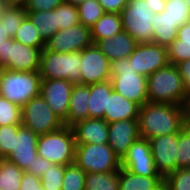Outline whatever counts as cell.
<instances>
[{
  "label": "cell",
  "instance_id": "f907efd6",
  "mask_svg": "<svg viewBox=\"0 0 190 190\" xmlns=\"http://www.w3.org/2000/svg\"><path fill=\"white\" fill-rule=\"evenodd\" d=\"M11 39L9 34H7L6 30L3 26V21H0V47L6 44V40Z\"/></svg>",
  "mask_w": 190,
  "mask_h": 190
},
{
  "label": "cell",
  "instance_id": "f1b7e54d",
  "mask_svg": "<svg viewBox=\"0 0 190 190\" xmlns=\"http://www.w3.org/2000/svg\"><path fill=\"white\" fill-rule=\"evenodd\" d=\"M13 40L35 48L46 47V42L43 40L38 28L27 16L23 19L19 29L13 37Z\"/></svg>",
  "mask_w": 190,
  "mask_h": 190
},
{
  "label": "cell",
  "instance_id": "681fc988",
  "mask_svg": "<svg viewBox=\"0 0 190 190\" xmlns=\"http://www.w3.org/2000/svg\"><path fill=\"white\" fill-rule=\"evenodd\" d=\"M4 6L25 7L28 0H2Z\"/></svg>",
  "mask_w": 190,
  "mask_h": 190
},
{
  "label": "cell",
  "instance_id": "7bdbcfd3",
  "mask_svg": "<svg viewBox=\"0 0 190 190\" xmlns=\"http://www.w3.org/2000/svg\"><path fill=\"white\" fill-rule=\"evenodd\" d=\"M53 165L54 163L38 155L36 159H34L32 167H28L25 172L37 177H42L48 171L49 167Z\"/></svg>",
  "mask_w": 190,
  "mask_h": 190
},
{
  "label": "cell",
  "instance_id": "603a6c76",
  "mask_svg": "<svg viewBox=\"0 0 190 190\" xmlns=\"http://www.w3.org/2000/svg\"><path fill=\"white\" fill-rule=\"evenodd\" d=\"M164 182L161 176H140L121 167L119 190H157Z\"/></svg>",
  "mask_w": 190,
  "mask_h": 190
},
{
  "label": "cell",
  "instance_id": "7402d4cb",
  "mask_svg": "<svg viewBox=\"0 0 190 190\" xmlns=\"http://www.w3.org/2000/svg\"><path fill=\"white\" fill-rule=\"evenodd\" d=\"M90 85L74 84L70 97V105L65 126L89 118Z\"/></svg>",
  "mask_w": 190,
  "mask_h": 190
},
{
  "label": "cell",
  "instance_id": "d6a6232c",
  "mask_svg": "<svg viewBox=\"0 0 190 190\" xmlns=\"http://www.w3.org/2000/svg\"><path fill=\"white\" fill-rule=\"evenodd\" d=\"M186 0H166L163 10L166 15L180 28L184 23L190 21V9Z\"/></svg>",
  "mask_w": 190,
  "mask_h": 190
},
{
  "label": "cell",
  "instance_id": "f5cc1de1",
  "mask_svg": "<svg viewBox=\"0 0 190 190\" xmlns=\"http://www.w3.org/2000/svg\"><path fill=\"white\" fill-rule=\"evenodd\" d=\"M5 72V68L4 66L0 63V82L2 80L3 74Z\"/></svg>",
  "mask_w": 190,
  "mask_h": 190
},
{
  "label": "cell",
  "instance_id": "b9f144b4",
  "mask_svg": "<svg viewBox=\"0 0 190 190\" xmlns=\"http://www.w3.org/2000/svg\"><path fill=\"white\" fill-rule=\"evenodd\" d=\"M62 4L61 0H28L25 11H50Z\"/></svg>",
  "mask_w": 190,
  "mask_h": 190
},
{
  "label": "cell",
  "instance_id": "d4e9b609",
  "mask_svg": "<svg viewBox=\"0 0 190 190\" xmlns=\"http://www.w3.org/2000/svg\"><path fill=\"white\" fill-rule=\"evenodd\" d=\"M112 81L95 83L90 85L89 118L104 119L107 109L108 95L113 91Z\"/></svg>",
  "mask_w": 190,
  "mask_h": 190
},
{
  "label": "cell",
  "instance_id": "4dcf8cb0",
  "mask_svg": "<svg viewBox=\"0 0 190 190\" xmlns=\"http://www.w3.org/2000/svg\"><path fill=\"white\" fill-rule=\"evenodd\" d=\"M26 17L24 7L4 6L0 10V21H3L4 29L13 38Z\"/></svg>",
  "mask_w": 190,
  "mask_h": 190
},
{
  "label": "cell",
  "instance_id": "d6986e66",
  "mask_svg": "<svg viewBox=\"0 0 190 190\" xmlns=\"http://www.w3.org/2000/svg\"><path fill=\"white\" fill-rule=\"evenodd\" d=\"M75 136V144L108 143L109 123L101 118H88L71 126Z\"/></svg>",
  "mask_w": 190,
  "mask_h": 190
},
{
  "label": "cell",
  "instance_id": "9f6ffc18",
  "mask_svg": "<svg viewBox=\"0 0 190 190\" xmlns=\"http://www.w3.org/2000/svg\"><path fill=\"white\" fill-rule=\"evenodd\" d=\"M4 7L3 1L0 0V10Z\"/></svg>",
  "mask_w": 190,
  "mask_h": 190
},
{
  "label": "cell",
  "instance_id": "8fae6325",
  "mask_svg": "<svg viewBox=\"0 0 190 190\" xmlns=\"http://www.w3.org/2000/svg\"><path fill=\"white\" fill-rule=\"evenodd\" d=\"M80 84L91 85L111 80L110 60L92 44L81 51Z\"/></svg>",
  "mask_w": 190,
  "mask_h": 190
},
{
  "label": "cell",
  "instance_id": "9a60e30c",
  "mask_svg": "<svg viewBox=\"0 0 190 190\" xmlns=\"http://www.w3.org/2000/svg\"><path fill=\"white\" fill-rule=\"evenodd\" d=\"M73 86L67 80L41 79L40 94L63 122L67 120Z\"/></svg>",
  "mask_w": 190,
  "mask_h": 190
},
{
  "label": "cell",
  "instance_id": "11a10c76",
  "mask_svg": "<svg viewBox=\"0 0 190 190\" xmlns=\"http://www.w3.org/2000/svg\"><path fill=\"white\" fill-rule=\"evenodd\" d=\"M62 3H73V4H78V0H61Z\"/></svg>",
  "mask_w": 190,
  "mask_h": 190
},
{
  "label": "cell",
  "instance_id": "2e32d148",
  "mask_svg": "<svg viewBox=\"0 0 190 190\" xmlns=\"http://www.w3.org/2000/svg\"><path fill=\"white\" fill-rule=\"evenodd\" d=\"M121 167L140 176H160L155 168L149 140L139 137L121 160Z\"/></svg>",
  "mask_w": 190,
  "mask_h": 190
},
{
  "label": "cell",
  "instance_id": "484cf974",
  "mask_svg": "<svg viewBox=\"0 0 190 190\" xmlns=\"http://www.w3.org/2000/svg\"><path fill=\"white\" fill-rule=\"evenodd\" d=\"M121 31H123L121 15L119 13L105 12L91 27V38L93 44L98 40L112 37Z\"/></svg>",
  "mask_w": 190,
  "mask_h": 190
},
{
  "label": "cell",
  "instance_id": "277c9868",
  "mask_svg": "<svg viewBox=\"0 0 190 190\" xmlns=\"http://www.w3.org/2000/svg\"><path fill=\"white\" fill-rule=\"evenodd\" d=\"M40 71L6 70L0 82V96L23 107L30 99L40 95Z\"/></svg>",
  "mask_w": 190,
  "mask_h": 190
},
{
  "label": "cell",
  "instance_id": "e575fe53",
  "mask_svg": "<svg viewBox=\"0 0 190 190\" xmlns=\"http://www.w3.org/2000/svg\"><path fill=\"white\" fill-rule=\"evenodd\" d=\"M56 20L59 30L80 24L78 8L73 3H62L56 7Z\"/></svg>",
  "mask_w": 190,
  "mask_h": 190
},
{
  "label": "cell",
  "instance_id": "d590c367",
  "mask_svg": "<svg viewBox=\"0 0 190 190\" xmlns=\"http://www.w3.org/2000/svg\"><path fill=\"white\" fill-rule=\"evenodd\" d=\"M177 169L190 167V126L186 123L178 133Z\"/></svg>",
  "mask_w": 190,
  "mask_h": 190
},
{
  "label": "cell",
  "instance_id": "4316f807",
  "mask_svg": "<svg viewBox=\"0 0 190 190\" xmlns=\"http://www.w3.org/2000/svg\"><path fill=\"white\" fill-rule=\"evenodd\" d=\"M26 16L38 28L45 42L59 30L56 20V8L50 11H26Z\"/></svg>",
  "mask_w": 190,
  "mask_h": 190
},
{
  "label": "cell",
  "instance_id": "30bf717a",
  "mask_svg": "<svg viewBox=\"0 0 190 190\" xmlns=\"http://www.w3.org/2000/svg\"><path fill=\"white\" fill-rule=\"evenodd\" d=\"M43 49L24 45L11 38L0 47V63L6 70L40 71Z\"/></svg>",
  "mask_w": 190,
  "mask_h": 190
},
{
  "label": "cell",
  "instance_id": "44dd1931",
  "mask_svg": "<svg viewBox=\"0 0 190 190\" xmlns=\"http://www.w3.org/2000/svg\"><path fill=\"white\" fill-rule=\"evenodd\" d=\"M140 106L113 90L108 95L104 120L109 124L120 120L138 119Z\"/></svg>",
  "mask_w": 190,
  "mask_h": 190
},
{
  "label": "cell",
  "instance_id": "1f68e13d",
  "mask_svg": "<svg viewBox=\"0 0 190 190\" xmlns=\"http://www.w3.org/2000/svg\"><path fill=\"white\" fill-rule=\"evenodd\" d=\"M80 24L92 27L105 13L98 0H85L77 4Z\"/></svg>",
  "mask_w": 190,
  "mask_h": 190
},
{
  "label": "cell",
  "instance_id": "816d5d0a",
  "mask_svg": "<svg viewBox=\"0 0 190 190\" xmlns=\"http://www.w3.org/2000/svg\"><path fill=\"white\" fill-rule=\"evenodd\" d=\"M186 123L190 126V99L186 105Z\"/></svg>",
  "mask_w": 190,
  "mask_h": 190
},
{
  "label": "cell",
  "instance_id": "ac0fdd59",
  "mask_svg": "<svg viewBox=\"0 0 190 190\" xmlns=\"http://www.w3.org/2000/svg\"><path fill=\"white\" fill-rule=\"evenodd\" d=\"M139 137L138 119L120 120L109 124L108 145L120 160L123 159L129 147Z\"/></svg>",
  "mask_w": 190,
  "mask_h": 190
},
{
  "label": "cell",
  "instance_id": "83f0119b",
  "mask_svg": "<svg viewBox=\"0 0 190 190\" xmlns=\"http://www.w3.org/2000/svg\"><path fill=\"white\" fill-rule=\"evenodd\" d=\"M85 190H119V171L87 173Z\"/></svg>",
  "mask_w": 190,
  "mask_h": 190
},
{
  "label": "cell",
  "instance_id": "60d3db41",
  "mask_svg": "<svg viewBox=\"0 0 190 190\" xmlns=\"http://www.w3.org/2000/svg\"><path fill=\"white\" fill-rule=\"evenodd\" d=\"M18 125L0 126V159H4L14 148V134Z\"/></svg>",
  "mask_w": 190,
  "mask_h": 190
},
{
  "label": "cell",
  "instance_id": "bcb514c9",
  "mask_svg": "<svg viewBox=\"0 0 190 190\" xmlns=\"http://www.w3.org/2000/svg\"><path fill=\"white\" fill-rule=\"evenodd\" d=\"M180 75L182 76L188 98L190 99V60L183 61L178 65Z\"/></svg>",
  "mask_w": 190,
  "mask_h": 190
},
{
  "label": "cell",
  "instance_id": "f35d334b",
  "mask_svg": "<svg viewBox=\"0 0 190 190\" xmlns=\"http://www.w3.org/2000/svg\"><path fill=\"white\" fill-rule=\"evenodd\" d=\"M167 57L168 62L174 65L190 60V43L183 42L176 38L167 47Z\"/></svg>",
  "mask_w": 190,
  "mask_h": 190
},
{
  "label": "cell",
  "instance_id": "4fadbf2b",
  "mask_svg": "<svg viewBox=\"0 0 190 190\" xmlns=\"http://www.w3.org/2000/svg\"><path fill=\"white\" fill-rule=\"evenodd\" d=\"M149 143L156 171L165 179L177 169L178 133L151 138Z\"/></svg>",
  "mask_w": 190,
  "mask_h": 190
},
{
  "label": "cell",
  "instance_id": "6da1fadb",
  "mask_svg": "<svg viewBox=\"0 0 190 190\" xmlns=\"http://www.w3.org/2000/svg\"><path fill=\"white\" fill-rule=\"evenodd\" d=\"M185 124L186 106L147 102L139 109V134L147 140L179 133Z\"/></svg>",
  "mask_w": 190,
  "mask_h": 190
},
{
  "label": "cell",
  "instance_id": "7a4b0ae2",
  "mask_svg": "<svg viewBox=\"0 0 190 190\" xmlns=\"http://www.w3.org/2000/svg\"><path fill=\"white\" fill-rule=\"evenodd\" d=\"M150 103H169L186 106L188 94L177 65L168 63L147 77Z\"/></svg>",
  "mask_w": 190,
  "mask_h": 190
},
{
  "label": "cell",
  "instance_id": "f6af8a7d",
  "mask_svg": "<svg viewBox=\"0 0 190 190\" xmlns=\"http://www.w3.org/2000/svg\"><path fill=\"white\" fill-rule=\"evenodd\" d=\"M98 2L102 5L105 12L120 14L128 0H98Z\"/></svg>",
  "mask_w": 190,
  "mask_h": 190
},
{
  "label": "cell",
  "instance_id": "cb8c5ba5",
  "mask_svg": "<svg viewBox=\"0 0 190 190\" xmlns=\"http://www.w3.org/2000/svg\"><path fill=\"white\" fill-rule=\"evenodd\" d=\"M153 40L152 43L168 47L177 38L178 27L164 11L155 13L152 19Z\"/></svg>",
  "mask_w": 190,
  "mask_h": 190
},
{
  "label": "cell",
  "instance_id": "6f0895ef",
  "mask_svg": "<svg viewBox=\"0 0 190 190\" xmlns=\"http://www.w3.org/2000/svg\"><path fill=\"white\" fill-rule=\"evenodd\" d=\"M189 4H188V6H189V9H190V0H186Z\"/></svg>",
  "mask_w": 190,
  "mask_h": 190
},
{
  "label": "cell",
  "instance_id": "7c38bea8",
  "mask_svg": "<svg viewBox=\"0 0 190 190\" xmlns=\"http://www.w3.org/2000/svg\"><path fill=\"white\" fill-rule=\"evenodd\" d=\"M128 58L135 71L146 77L169 63L167 48L156 43L137 44Z\"/></svg>",
  "mask_w": 190,
  "mask_h": 190
},
{
  "label": "cell",
  "instance_id": "7dc6e473",
  "mask_svg": "<svg viewBox=\"0 0 190 190\" xmlns=\"http://www.w3.org/2000/svg\"><path fill=\"white\" fill-rule=\"evenodd\" d=\"M177 39L190 43V21L178 28Z\"/></svg>",
  "mask_w": 190,
  "mask_h": 190
},
{
  "label": "cell",
  "instance_id": "ba28073f",
  "mask_svg": "<svg viewBox=\"0 0 190 190\" xmlns=\"http://www.w3.org/2000/svg\"><path fill=\"white\" fill-rule=\"evenodd\" d=\"M120 15L123 30L130 34L138 44L152 43L154 13L150 11L145 0H128Z\"/></svg>",
  "mask_w": 190,
  "mask_h": 190
},
{
  "label": "cell",
  "instance_id": "ee69618b",
  "mask_svg": "<svg viewBox=\"0 0 190 190\" xmlns=\"http://www.w3.org/2000/svg\"><path fill=\"white\" fill-rule=\"evenodd\" d=\"M19 190H42L40 177L24 171Z\"/></svg>",
  "mask_w": 190,
  "mask_h": 190
},
{
  "label": "cell",
  "instance_id": "52a82bcc",
  "mask_svg": "<svg viewBox=\"0 0 190 190\" xmlns=\"http://www.w3.org/2000/svg\"><path fill=\"white\" fill-rule=\"evenodd\" d=\"M75 163L87 173H110L121 169V160L104 144H76Z\"/></svg>",
  "mask_w": 190,
  "mask_h": 190
},
{
  "label": "cell",
  "instance_id": "c3c4849f",
  "mask_svg": "<svg viewBox=\"0 0 190 190\" xmlns=\"http://www.w3.org/2000/svg\"><path fill=\"white\" fill-rule=\"evenodd\" d=\"M152 13H161L166 6V0H145Z\"/></svg>",
  "mask_w": 190,
  "mask_h": 190
},
{
  "label": "cell",
  "instance_id": "e0dca14e",
  "mask_svg": "<svg viewBox=\"0 0 190 190\" xmlns=\"http://www.w3.org/2000/svg\"><path fill=\"white\" fill-rule=\"evenodd\" d=\"M38 135L31 129L18 125V133L14 134V148L4 158L17 165L20 169L26 170L32 167L34 159L38 156L37 152Z\"/></svg>",
  "mask_w": 190,
  "mask_h": 190
},
{
  "label": "cell",
  "instance_id": "3957f363",
  "mask_svg": "<svg viewBox=\"0 0 190 190\" xmlns=\"http://www.w3.org/2000/svg\"><path fill=\"white\" fill-rule=\"evenodd\" d=\"M113 89L140 107L149 102L147 77L138 74L129 58L110 62Z\"/></svg>",
  "mask_w": 190,
  "mask_h": 190
},
{
  "label": "cell",
  "instance_id": "8992f818",
  "mask_svg": "<svg viewBox=\"0 0 190 190\" xmlns=\"http://www.w3.org/2000/svg\"><path fill=\"white\" fill-rule=\"evenodd\" d=\"M81 52H53L46 47L41 53L42 79H62L80 84Z\"/></svg>",
  "mask_w": 190,
  "mask_h": 190
},
{
  "label": "cell",
  "instance_id": "5bb4252c",
  "mask_svg": "<svg viewBox=\"0 0 190 190\" xmlns=\"http://www.w3.org/2000/svg\"><path fill=\"white\" fill-rule=\"evenodd\" d=\"M93 44L91 28L78 24L58 30L47 42L46 48L53 52H81Z\"/></svg>",
  "mask_w": 190,
  "mask_h": 190
},
{
  "label": "cell",
  "instance_id": "f546056e",
  "mask_svg": "<svg viewBox=\"0 0 190 190\" xmlns=\"http://www.w3.org/2000/svg\"><path fill=\"white\" fill-rule=\"evenodd\" d=\"M24 170L6 159H0V189L19 190Z\"/></svg>",
  "mask_w": 190,
  "mask_h": 190
},
{
  "label": "cell",
  "instance_id": "9c48e42d",
  "mask_svg": "<svg viewBox=\"0 0 190 190\" xmlns=\"http://www.w3.org/2000/svg\"><path fill=\"white\" fill-rule=\"evenodd\" d=\"M22 125L39 136L62 128L64 122L52 111L40 94L22 107Z\"/></svg>",
  "mask_w": 190,
  "mask_h": 190
},
{
  "label": "cell",
  "instance_id": "74e56055",
  "mask_svg": "<svg viewBox=\"0 0 190 190\" xmlns=\"http://www.w3.org/2000/svg\"><path fill=\"white\" fill-rule=\"evenodd\" d=\"M65 166L56 165L49 167L48 171L40 177L44 190H62Z\"/></svg>",
  "mask_w": 190,
  "mask_h": 190
},
{
  "label": "cell",
  "instance_id": "ab89813d",
  "mask_svg": "<svg viewBox=\"0 0 190 190\" xmlns=\"http://www.w3.org/2000/svg\"><path fill=\"white\" fill-rule=\"evenodd\" d=\"M164 182L171 190H190V167L176 169Z\"/></svg>",
  "mask_w": 190,
  "mask_h": 190
},
{
  "label": "cell",
  "instance_id": "836d02e7",
  "mask_svg": "<svg viewBox=\"0 0 190 190\" xmlns=\"http://www.w3.org/2000/svg\"><path fill=\"white\" fill-rule=\"evenodd\" d=\"M86 173L74 162L65 166L62 190H85Z\"/></svg>",
  "mask_w": 190,
  "mask_h": 190
},
{
  "label": "cell",
  "instance_id": "8d00e7d4",
  "mask_svg": "<svg viewBox=\"0 0 190 190\" xmlns=\"http://www.w3.org/2000/svg\"><path fill=\"white\" fill-rule=\"evenodd\" d=\"M22 124V108L0 96V126Z\"/></svg>",
  "mask_w": 190,
  "mask_h": 190
},
{
  "label": "cell",
  "instance_id": "ffe728a7",
  "mask_svg": "<svg viewBox=\"0 0 190 190\" xmlns=\"http://www.w3.org/2000/svg\"><path fill=\"white\" fill-rule=\"evenodd\" d=\"M96 46L110 60L116 61L128 58L137 46V41L124 30L112 37L98 40Z\"/></svg>",
  "mask_w": 190,
  "mask_h": 190
},
{
  "label": "cell",
  "instance_id": "db71d44e",
  "mask_svg": "<svg viewBox=\"0 0 190 190\" xmlns=\"http://www.w3.org/2000/svg\"><path fill=\"white\" fill-rule=\"evenodd\" d=\"M157 190H171V189L165 184V182H163V184Z\"/></svg>",
  "mask_w": 190,
  "mask_h": 190
},
{
  "label": "cell",
  "instance_id": "5b68a950",
  "mask_svg": "<svg viewBox=\"0 0 190 190\" xmlns=\"http://www.w3.org/2000/svg\"><path fill=\"white\" fill-rule=\"evenodd\" d=\"M75 136L72 127L62 128L39 135L38 155L56 165L66 166L75 162Z\"/></svg>",
  "mask_w": 190,
  "mask_h": 190
}]
</instances>
